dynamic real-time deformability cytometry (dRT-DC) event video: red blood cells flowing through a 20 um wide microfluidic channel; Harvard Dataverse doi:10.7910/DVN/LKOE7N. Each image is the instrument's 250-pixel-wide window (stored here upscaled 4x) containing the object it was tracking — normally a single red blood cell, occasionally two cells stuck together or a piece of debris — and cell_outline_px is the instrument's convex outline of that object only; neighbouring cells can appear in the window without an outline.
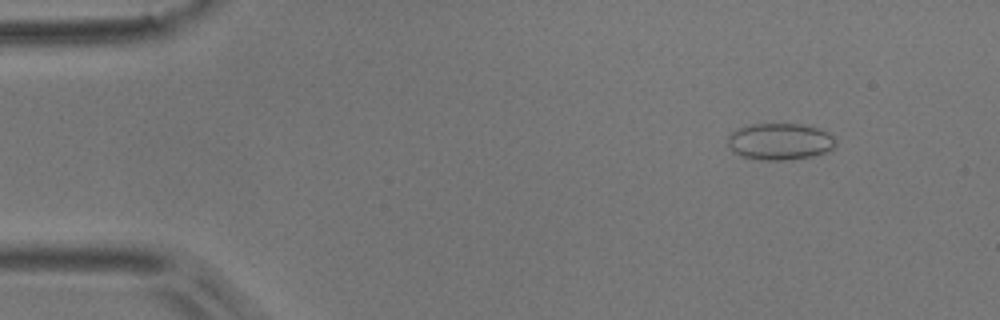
{"species": "common noctule bat (a hibernating species)", "species_latin": "Nyctalus noctula", "temperature_condition": "room temperature", "stored_images_in_passage": 4, "camera_frame_rate_fps": 3000, "um_per_image_px": 0.085, "animal": {"sex": "male", "body_mass_g": 17.9}, "frame": {"image": 1, "passage_image": 2, "time_ms": 0.333, "image_size_px": [1000, 320], "cell_outline_px": [[836, 144], [828, 152], [812, 156], [788, 160], [760, 160], [740, 156], [728, 144], [728, 136], [732, 132], [740, 128], [752, 124], [800, 124], [820, 128], [828, 132], [836, 140]], "centroid_in_image_um": [66.33, 12.03], "position_along_channel_um": 18.7, "area_um2": 23.06}}